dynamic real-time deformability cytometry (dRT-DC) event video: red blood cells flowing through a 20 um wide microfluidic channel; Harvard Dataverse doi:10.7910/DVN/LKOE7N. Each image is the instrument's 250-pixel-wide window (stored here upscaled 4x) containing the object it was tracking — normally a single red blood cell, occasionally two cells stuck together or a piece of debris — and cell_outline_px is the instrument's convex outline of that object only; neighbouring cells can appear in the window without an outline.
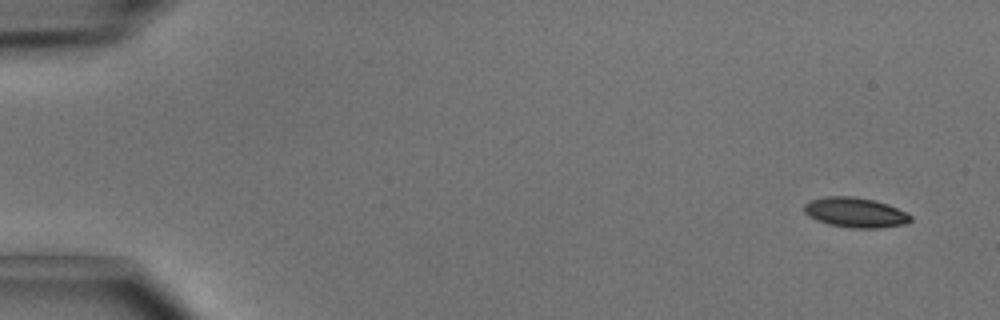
{"species": "common noctule bat (a hibernating species)", "species_latin": "Nyctalus noctula", "temperature_condition": "cold", "stored_images_in_passage": 48, "camera_frame_rate_fps": 3000, "um_per_image_px": 0.085, "animal": {"sex": "male", "body_mass_g": 15.6}, "frame": {"image": 1, "passage_image": 1, "time_ms": 0.0, "image_size_px": [1000, 320], "cell_outline_px": [[912, 220], [904, 224], [880, 228], [848, 228], [828, 224], [816, 220], [808, 216], [804, 212], [804, 204], [812, 200], [824, 196], [852, 196], [876, 200], [888, 204], [912, 216]], "centroid_in_image_um": [72.68, 18.06], "position_along_channel_um": 12.3, "area_um2": 18.67}}
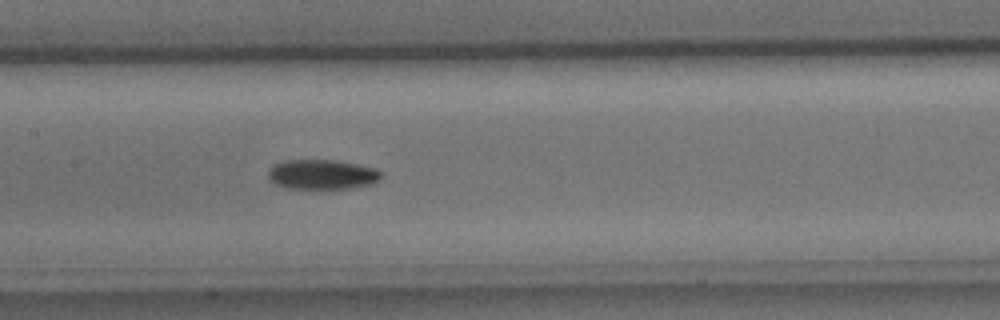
{"frame": {"image": 2, "passage_image": 23, "time_ms": 7.333, "image_size_px": [1000, 320], "cell_outline_px": [[380, 180], [372, 184], [348, 188], [288, 188], [276, 184], [268, 176], [268, 172], [276, 164], [284, 160], [336, 160], [376, 168], [380, 172]], "centroid_in_image_um": [27.4, 14.82], "position_along_channel_um": 180.0, "area_um2": 19.31}}
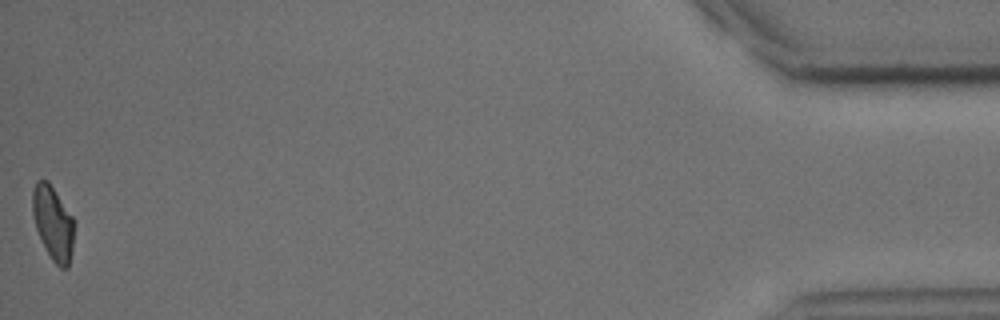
{"frame": {"image": 3, "passage_image": 48, "time_ms": 15.667, "image_size_px": [1000, 320], "cell_outline_px": [[72, 252], [68, 268], [60, 268], [52, 260], [36, 228], [32, 212], [32, 188], [36, 180], [48, 180], [72, 216]], "centroid_in_image_um": [4.48, 18.92], "position_along_channel_um": 430.7, "area_um2": 17.57}, "authors_computed_cell_mechanics": {"area_um2": 18.9584, "velocity_mm_per_s": 4.0718, "shape_relaxation_time_tau1_ms": 4.0708, "shape_relaxation_time_tau2_ms": null, "deformation_change_tau1": 0.1109, "deformation_change_tau2": null}}